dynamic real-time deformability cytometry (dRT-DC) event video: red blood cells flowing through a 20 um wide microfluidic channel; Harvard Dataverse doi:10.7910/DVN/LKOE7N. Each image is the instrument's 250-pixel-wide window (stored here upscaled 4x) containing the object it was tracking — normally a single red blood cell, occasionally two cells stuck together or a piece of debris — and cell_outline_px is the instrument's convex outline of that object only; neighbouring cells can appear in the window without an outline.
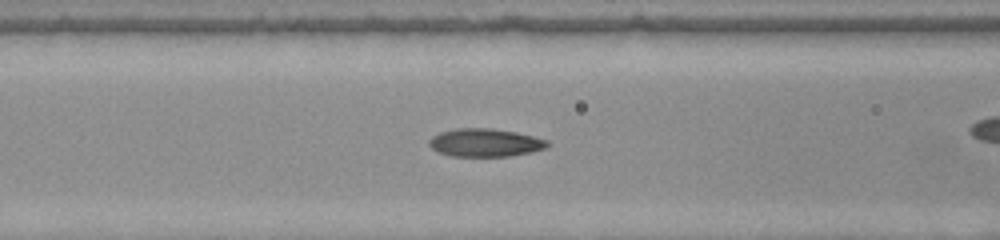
{"species": "common noctule bat (a hibernating species)", "species_latin": "Nyctalus noctula", "temperature_condition": "warm", "stored_images_in_passage": 39, "camera_frame_rate_fps": 3000, "um_per_image_px": 0.085, "animal": {"sex": "female", "body_mass_g": 22.0, "forearm_length_mm": 56.7}, "frame": {"image": 1, "passage_image": 20, "time_ms": 6.333, "image_size_px": [1000, 240], "cell_outline_px": [[548, 144], [544, 148], [532, 152], [512, 156], [452, 156], [436, 152], [428, 144], [428, 140], [432, 136], [440, 132], [460, 128], [488, 128], [516, 132], [548, 140]], "centroid_in_image_um": [41.2, 12.13], "position_along_channel_um": 125.4, "area_um2": 19.31}}
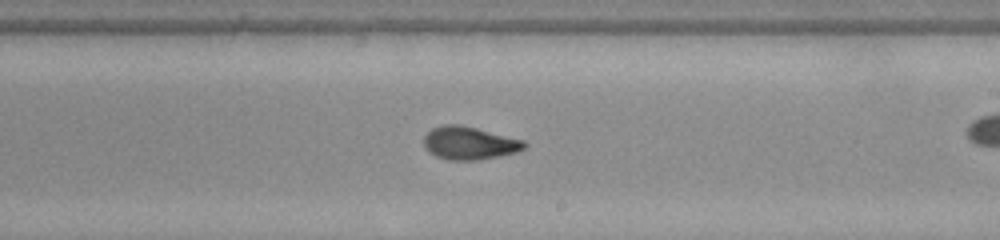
{"frame": {"image": 2, "passage_image": 29, "time_ms": 9.333, "image_size_px": [1000, 240], "cell_outline_px": [[528, 144], [524, 148], [516, 152], [476, 160], [448, 160], [436, 156], [424, 148], [424, 136], [432, 128], [444, 124], [460, 124], [524, 140]], "centroid_in_image_um": [39.87, 12.15], "position_along_channel_um": 249.1, "area_um2": 19.19}}
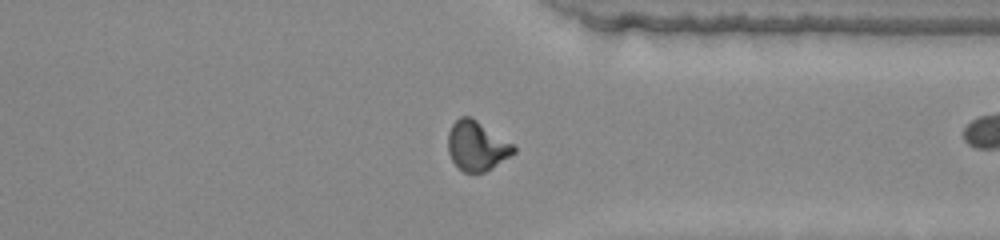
{"frame": {"image": 3, "passage_image": 38, "time_ms": 12.333, "image_size_px": [1000, 240], "cell_outline_px": [[516, 152], [492, 168], [484, 172], [464, 172], [452, 160], [448, 152], [448, 132], [452, 124], [460, 116], [472, 116], [512, 144], [516, 148]], "centroid_in_image_um": [40.51, 12.38], "position_along_channel_um": 370.9, "area_um2": 18.84}}